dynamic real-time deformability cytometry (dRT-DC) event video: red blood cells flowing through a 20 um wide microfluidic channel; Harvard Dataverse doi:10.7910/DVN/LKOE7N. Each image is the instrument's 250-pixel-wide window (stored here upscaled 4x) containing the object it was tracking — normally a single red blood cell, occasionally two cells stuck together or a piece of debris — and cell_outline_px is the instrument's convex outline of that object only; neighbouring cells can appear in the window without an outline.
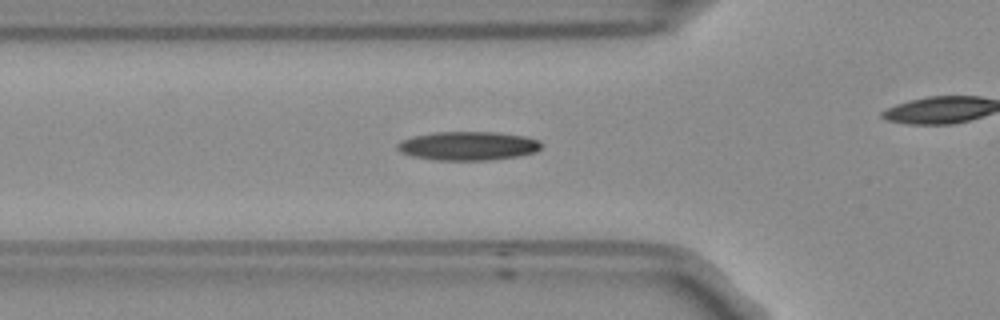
{"species": "Egyptian fruit bat (a non-hibernating species)", "species_latin": "Rousettus aegyptiacus", "temperature_condition": "room temperature", "stored_images_in_passage": 54, "camera_frame_rate_fps": 3000, "um_per_image_px": 0.085, "frame": {"image": 1, "passage_image": 17, "time_ms": 5.333, "image_size_px": [1000, 320], "cell_outline_px": [[540, 148], [536, 152], [516, 156], [492, 160], [432, 160], [412, 156], [400, 152], [396, 148], [396, 144], [404, 140], [416, 136], [440, 132], [496, 132], [524, 136], [536, 140], [540, 144]], "centroid_in_image_um": [39.76, 12.41], "position_along_channel_um": 86.0, "area_um2": 23.87}}
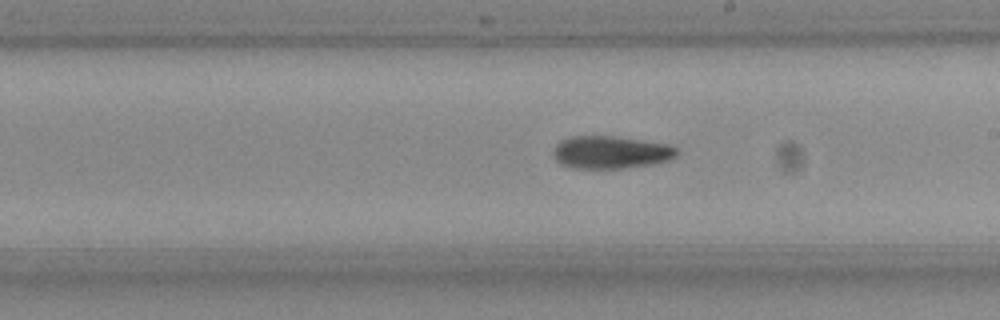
{"frame": {"image": 2, "passage_image": 29, "time_ms": 9.333, "image_size_px": [1000, 320], "cell_outline_px": [[676, 156], [668, 160], [652, 164], [624, 168], [576, 168], [560, 164], [552, 156], [556, 144], [560, 140], [572, 136], [612, 136], [668, 144], [676, 148]], "centroid_in_image_um": [51.87, 12.94], "position_along_channel_um": 237.1, "area_um2": 23.35}}
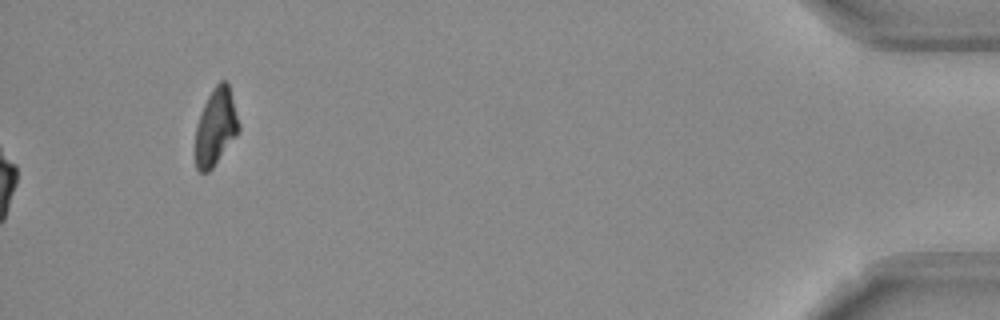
{"frame": {"image": 3, "passage_image": 54, "time_ms": 17.667, "image_size_px": [1000, 320], "cell_outline_px": [[240, 128], [236, 136], [212, 168], [208, 172], [200, 172], [196, 168], [196, 128], [204, 104], [212, 88], [220, 80], [224, 80], [228, 84], [240, 124]], "centroid_in_image_um": [18.34, 10.78], "position_along_channel_um": 416.9, "area_um2": 19.13}}